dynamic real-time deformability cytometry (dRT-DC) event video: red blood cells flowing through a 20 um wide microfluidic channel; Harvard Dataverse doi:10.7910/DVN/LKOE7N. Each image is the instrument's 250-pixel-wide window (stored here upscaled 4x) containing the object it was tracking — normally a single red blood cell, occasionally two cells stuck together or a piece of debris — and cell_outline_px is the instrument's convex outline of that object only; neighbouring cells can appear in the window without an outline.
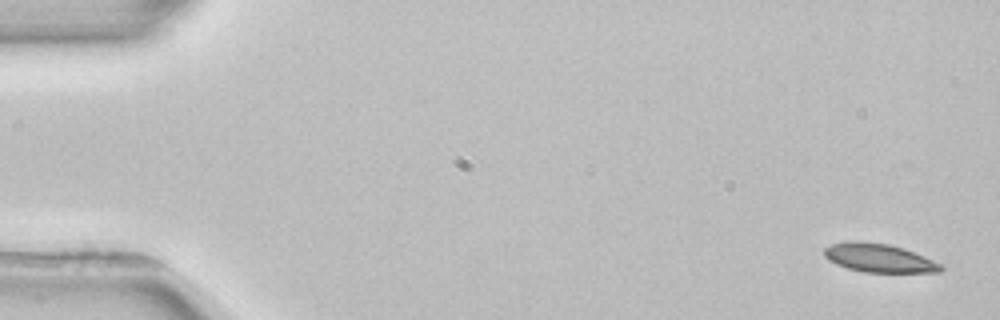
{"species": "common noctule bat (a hibernating species)", "species_latin": "Nyctalus noctula", "temperature_condition": "room temperature", "stored_images_in_passage": 4, "camera_frame_rate_fps": 3000, "um_per_image_px": 0.085, "animal": {"sex": "female", "body_mass_g": 22.7, "forearm_length_mm": 54.2}, "frame": {"image": 1, "passage_image": 1, "time_ms": 0.0, "image_size_px": [1000, 320], "cell_outline_px": [[944, 268], [940, 272], [864, 272], [848, 268], [836, 264], [828, 260], [824, 256], [824, 248], [832, 244], [844, 240], [860, 240], [888, 244], [904, 248], [944, 264]], "centroid_in_image_um": [74.71, 21.91], "position_along_channel_um": 10.3, "area_um2": 19.71}}
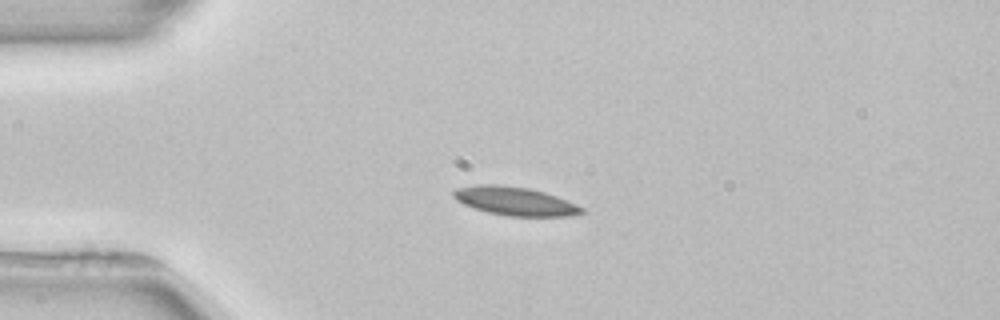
{"frame": {"image": 2, "passage_image": 3, "time_ms": 3.667, "image_size_px": [1000, 320], "cell_outline_px": [[584, 212], [568, 216], [508, 216], [488, 212], [464, 204], [456, 200], [452, 196], [452, 192], [456, 188], [480, 184], [496, 184], [528, 188], [544, 192], [556, 196], [576, 204], [584, 208]], "centroid_in_image_um": [43.75, 17.09], "position_along_channel_um": 41.2, "area_um2": 21.15}}